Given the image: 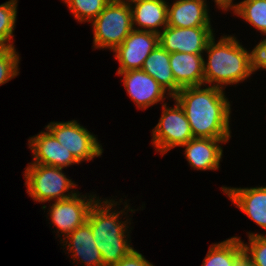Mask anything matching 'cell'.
Listing matches in <instances>:
<instances>
[{
  "label": "cell",
  "instance_id": "cell-1",
  "mask_svg": "<svg viewBox=\"0 0 266 266\" xmlns=\"http://www.w3.org/2000/svg\"><path fill=\"white\" fill-rule=\"evenodd\" d=\"M193 86L173 97L183 108L194 138L229 139L230 102L223 89Z\"/></svg>",
  "mask_w": 266,
  "mask_h": 266
},
{
  "label": "cell",
  "instance_id": "cell-2",
  "mask_svg": "<svg viewBox=\"0 0 266 266\" xmlns=\"http://www.w3.org/2000/svg\"><path fill=\"white\" fill-rule=\"evenodd\" d=\"M206 51L208 62H203L205 84L224 89V85L237 84L255 72L254 50L248 52L234 36H223L217 44L213 36Z\"/></svg>",
  "mask_w": 266,
  "mask_h": 266
},
{
  "label": "cell",
  "instance_id": "cell-3",
  "mask_svg": "<svg viewBox=\"0 0 266 266\" xmlns=\"http://www.w3.org/2000/svg\"><path fill=\"white\" fill-rule=\"evenodd\" d=\"M115 205H117V202L115 203L112 199H105V201L101 202L98 198L91 207L87 218L96 247L101 252L103 266H108L121 260L134 249L126 239L128 237L126 235L127 228H129L125 224L127 221L121 222L118 220L120 213L123 214L125 209L111 212L112 207Z\"/></svg>",
  "mask_w": 266,
  "mask_h": 266
},
{
  "label": "cell",
  "instance_id": "cell-4",
  "mask_svg": "<svg viewBox=\"0 0 266 266\" xmlns=\"http://www.w3.org/2000/svg\"><path fill=\"white\" fill-rule=\"evenodd\" d=\"M94 48L114 51L133 30L131 5L111 0L92 21Z\"/></svg>",
  "mask_w": 266,
  "mask_h": 266
},
{
  "label": "cell",
  "instance_id": "cell-5",
  "mask_svg": "<svg viewBox=\"0 0 266 266\" xmlns=\"http://www.w3.org/2000/svg\"><path fill=\"white\" fill-rule=\"evenodd\" d=\"M62 169L42 164H28L24 177L29 196L38 202L52 201V199L59 201L72 197L75 194L73 191L71 194L65 192H69V189H73L76 185L64 175Z\"/></svg>",
  "mask_w": 266,
  "mask_h": 266
},
{
  "label": "cell",
  "instance_id": "cell-6",
  "mask_svg": "<svg viewBox=\"0 0 266 266\" xmlns=\"http://www.w3.org/2000/svg\"><path fill=\"white\" fill-rule=\"evenodd\" d=\"M163 104L162 116L158 124L152 130V143L156 151L162 153L168 152L173 147L183 146L193 137L189 121L183 108L175 100V107H166Z\"/></svg>",
  "mask_w": 266,
  "mask_h": 266
},
{
  "label": "cell",
  "instance_id": "cell-7",
  "mask_svg": "<svg viewBox=\"0 0 266 266\" xmlns=\"http://www.w3.org/2000/svg\"><path fill=\"white\" fill-rule=\"evenodd\" d=\"M63 147L81 161H89L102 155V146L87 128L80 126L76 120L67 122H50L45 127Z\"/></svg>",
  "mask_w": 266,
  "mask_h": 266
},
{
  "label": "cell",
  "instance_id": "cell-8",
  "mask_svg": "<svg viewBox=\"0 0 266 266\" xmlns=\"http://www.w3.org/2000/svg\"><path fill=\"white\" fill-rule=\"evenodd\" d=\"M158 45V33L133 29L113 51L120 63L117 72L142 69L145 59Z\"/></svg>",
  "mask_w": 266,
  "mask_h": 266
},
{
  "label": "cell",
  "instance_id": "cell-9",
  "mask_svg": "<svg viewBox=\"0 0 266 266\" xmlns=\"http://www.w3.org/2000/svg\"><path fill=\"white\" fill-rule=\"evenodd\" d=\"M211 27H170L159 33V44L168 53L202 54L214 36Z\"/></svg>",
  "mask_w": 266,
  "mask_h": 266
},
{
  "label": "cell",
  "instance_id": "cell-10",
  "mask_svg": "<svg viewBox=\"0 0 266 266\" xmlns=\"http://www.w3.org/2000/svg\"><path fill=\"white\" fill-rule=\"evenodd\" d=\"M79 196L76 192L72 197L55 201L51 206L50 220L58 229L57 233L62 231L61 234L67 236L87 221L89 211L98 199L94 195L88 199L84 195Z\"/></svg>",
  "mask_w": 266,
  "mask_h": 266
},
{
  "label": "cell",
  "instance_id": "cell-11",
  "mask_svg": "<svg viewBox=\"0 0 266 266\" xmlns=\"http://www.w3.org/2000/svg\"><path fill=\"white\" fill-rule=\"evenodd\" d=\"M117 74L124 76V86L138 108L146 109L165 98L166 90L142 69L117 72Z\"/></svg>",
  "mask_w": 266,
  "mask_h": 266
},
{
  "label": "cell",
  "instance_id": "cell-12",
  "mask_svg": "<svg viewBox=\"0 0 266 266\" xmlns=\"http://www.w3.org/2000/svg\"><path fill=\"white\" fill-rule=\"evenodd\" d=\"M28 142L34 154L33 164L67 168L72 164L80 163L47 129L46 132H40L31 137Z\"/></svg>",
  "mask_w": 266,
  "mask_h": 266
},
{
  "label": "cell",
  "instance_id": "cell-13",
  "mask_svg": "<svg viewBox=\"0 0 266 266\" xmlns=\"http://www.w3.org/2000/svg\"><path fill=\"white\" fill-rule=\"evenodd\" d=\"M170 6L167 7V26L211 27L205 0H176Z\"/></svg>",
  "mask_w": 266,
  "mask_h": 266
},
{
  "label": "cell",
  "instance_id": "cell-14",
  "mask_svg": "<svg viewBox=\"0 0 266 266\" xmlns=\"http://www.w3.org/2000/svg\"><path fill=\"white\" fill-rule=\"evenodd\" d=\"M229 139L192 138L181 147L191 167L196 170H218L222 158V147L219 143Z\"/></svg>",
  "mask_w": 266,
  "mask_h": 266
},
{
  "label": "cell",
  "instance_id": "cell-15",
  "mask_svg": "<svg viewBox=\"0 0 266 266\" xmlns=\"http://www.w3.org/2000/svg\"><path fill=\"white\" fill-rule=\"evenodd\" d=\"M222 191L241 211L266 230V187L230 188Z\"/></svg>",
  "mask_w": 266,
  "mask_h": 266
},
{
  "label": "cell",
  "instance_id": "cell-16",
  "mask_svg": "<svg viewBox=\"0 0 266 266\" xmlns=\"http://www.w3.org/2000/svg\"><path fill=\"white\" fill-rule=\"evenodd\" d=\"M64 238L62 243H68L67 250L72 253L74 261H77L78 257L80 263H84L83 265L103 266L101 252L96 247L91 226L88 221Z\"/></svg>",
  "mask_w": 266,
  "mask_h": 266
},
{
  "label": "cell",
  "instance_id": "cell-17",
  "mask_svg": "<svg viewBox=\"0 0 266 266\" xmlns=\"http://www.w3.org/2000/svg\"><path fill=\"white\" fill-rule=\"evenodd\" d=\"M203 62L202 54L171 53L170 67L175 83L180 88L205 86Z\"/></svg>",
  "mask_w": 266,
  "mask_h": 266
},
{
  "label": "cell",
  "instance_id": "cell-18",
  "mask_svg": "<svg viewBox=\"0 0 266 266\" xmlns=\"http://www.w3.org/2000/svg\"><path fill=\"white\" fill-rule=\"evenodd\" d=\"M165 0H142L131 5L132 25L135 30L160 33L159 27L167 26V5ZM141 26V29L134 26ZM143 28V29H142ZM145 28V29H144Z\"/></svg>",
  "mask_w": 266,
  "mask_h": 266
},
{
  "label": "cell",
  "instance_id": "cell-19",
  "mask_svg": "<svg viewBox=\"0 0 266 266\" xmlns=\"http://www.w3.org/2000/svg\"><path fill=\"white\" fill-rule=\"evenodd\" d=\"M142 70L154 78L173 98L181 89L174 80L170 67V53L160 44L145 59Z\"/></svg>",
  "mask_w": 266,
  "mask_h": 266
},
{
  "label": "cell",
  "instance_id": "cell-20",
  "mask_svg": "<svg viewBox=\"0 0 266 266\" xmlns=\"http://www.w3.org/2000/svg\"><path fill=\"white\" fill-rule=\"evenodd\" d=\"M234 14L266 35V0H243L231 7Z\"/></svg>",
  "mask_w": 266,
  "mask_h": 266
},
{
  "label": "cell",
  "instance_id": "cell-21",
  "mask_svg": "<svg viewBox=\"0 0 266 266\" xmlns=\"http://www.w3.org/2000/svg\"><path fill=\"white\" fill-rule=\"evenodd\" d=\"M17 0L0 5V48H12L13 30L17 17Z\"/></svg>",
  "mask_w": 266,
  "mask_h": 266
},
{
  "label": "cell",
  "instance_id": "cell-22",
  "mask_svg": "<svg viewBox=\"0 0 266 266\" xmlns=\"http://www.w3.org/2000/svg\"><path fill=\"white\" fill-rule=\"evenodd\" d=\"M74 17L81 22H92L111 0H63Z\"/></svg>",
  "mask_w": 266,
  "mask_h": 266
},
{
  "label": "cell",
  "instance_id": "cell-23",
  "mask_svg": "<svg viewBox=\"0 0 266 266\" xmlns=\"http://www.w3.org/2000/svg\"><path fill=\"white\" fill-rule=\"evenodd\" d=\"M234 237L220 243L212 244L202 266H233Z\"/></svg>",
  "mask_w": 266,
  "mask_h": 266
},
{
  "label": "cell",
  "instance_id": "cell-24",
  "mask_svg": "<svg viewBox=\"0 0 266 266\" xmlns=\"http://www.w3.org/2000/svg\"><path fill=\"white\" fill-rule=\"evenodd\" d=\"M19 60V54L14 47L0 48V85L7 83L19 74Z\"/></svg>",
  "mask_w": 266,
  "mask_h": 266
},
{
  "label": "cell",
  "instance_id": "cell-25",
  "mask_svg": "<svg viewBox=\"0 0 266 266\" xmlns=\"http://www.w3.org/2000/svg\"><path fill=\"white\" fill-rule=\"evenodd\" d=\"M249 244L243 245L250 252L255 266H266V235L250 233L248 234Z\"/></svg>",
  "mask_w": 266,
  "mask_h": 266
},
{
  "label": "cell",
  "instance_id": "cell-26",
  "mask_svg": "<svg viewBox=\"0 0 266 266\" xmlns=\"http://www.w3.org/2000/svg\"><path fill=\"white\" fill-rule=\"evenodd\" d=\"M233 266H255L250 252L243 245L240 238L234 236Z\"/></svg>",
  "mask_w": 266,
  "mask_h": 266
},
{
  "label": "cell",
  "instance_id": "cell-27",
  "mask_svg": "<svg viewBox=\"0 0 266 266\" xmlns=\"http://www.w3.org/2000/svg\"><path fill=\"white\" fill-rule=\"evenodd\" d=\"M108 266H153V264L146 260L141 253L133 249L127 256Z\"/></svg>",
  "mask_w": 266,
  "mask_h": 266
},
{
  "label": "cell",
  "instance_id": "cell-28",
  "mask_svg": "<svg viewBox=\"0 0 266 266\" xmlns=\"http://www.w3.org/2000/svg\"><path fill=\"white\" fill-rule=\"evenodd\" d=\"M254 69H266V39L261 40L254 47Z\"/></svg>",
  "mask_w": 266,
  "mask_h": 266
},
{
  "label": "cell",
  "instance_id": "cell-29",
  "mask_svg": "<svg viewBox=\"0 0 266 266\" xmlns=\"http://www.w3.org/2000/svg\"><path fill=\"white\" fill-rule=\"evenodd\" d=\"M233 0H214L216 2L218 8L227 11L233 5Z\"/></svg>",
  "mask_w": 266,
  "mask_h": 266
},
{
  "label": "cell",
  "instance_id": "cell-30",
  "mask_svg": "<svg viewBox=\"0 0 266 266\" xmlns=\"http://www.w3.org/2000/svg\"><path fill=\"white\" fill-rule=\"evenodd\" d=\"M120 1L125 2L129 5H132L133 3L138 2V1H142V0H127V1L126 0H120Z\"/></svg>",
  "mask_w": 266,
  "mask_h": 266
}]
</instances>
